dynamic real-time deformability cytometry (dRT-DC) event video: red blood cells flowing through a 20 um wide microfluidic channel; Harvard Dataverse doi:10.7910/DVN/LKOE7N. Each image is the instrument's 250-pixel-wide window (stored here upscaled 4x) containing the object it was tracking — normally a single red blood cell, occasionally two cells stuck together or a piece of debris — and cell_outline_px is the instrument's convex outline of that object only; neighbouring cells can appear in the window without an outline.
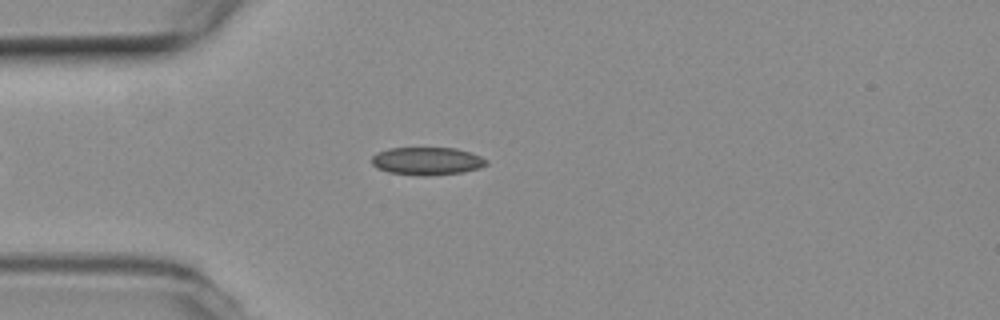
{"species": "common noctule bat (a hibernating species)", "species_latin": "Nyctalus noctula", "temperature_condition": "room temperature", "stored_images_in_passage": 39, "camera_frame_rate_fps": 3000, "um_per_image_px": 0.085, "animal": {"sex": "female", "body_mass_g": 19.3, "forearm_length_mm": 54.1}, "frame": {"image": 1, "passage_image": 3, "time_ms": 0.667, "image_size_px": [1000, 320], "cell_outline_px": [[488, 164], [480, 168], [464, 172], [424, 176], [420, 176], [388, 172], [376, 168], [372, 164], [372, 156], [376, 152], [388, 148], [456, 148], [480, 156], [488, 160]], "centroid_in_image_um": [36.28, 13.69], "position_along_channel_um": 48.7, "area_um2": 18.73}}
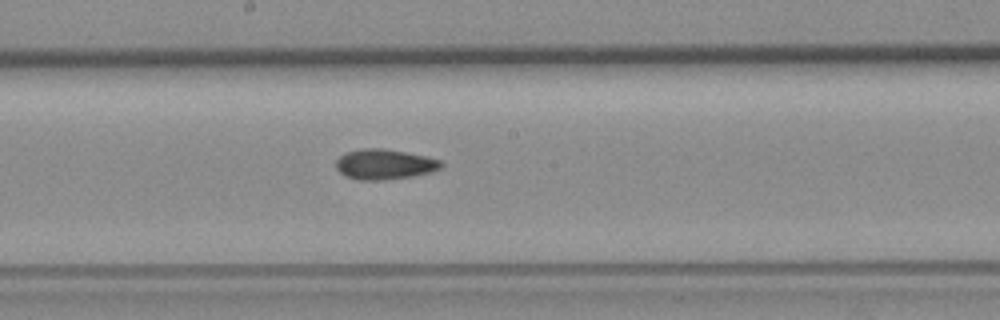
{"frame": {"image": 2, "passage_image": 17, "time_ms": 5.333, "image_size_px": [1000, 320], "cell_outline_px": [[444, 164], [440, 168], [428, 172], [412, 176], [384, 180], [356, 180], [344, 176], [336, 168], [336, 160], [340, 156], [348, 152], [360, 148], [384, 148], [424, 156], [440, 160]], "centroid_in_image_um": [32.63, 13.97], "position_along_channel_um": 215.6, "area_um2": 18.44}}
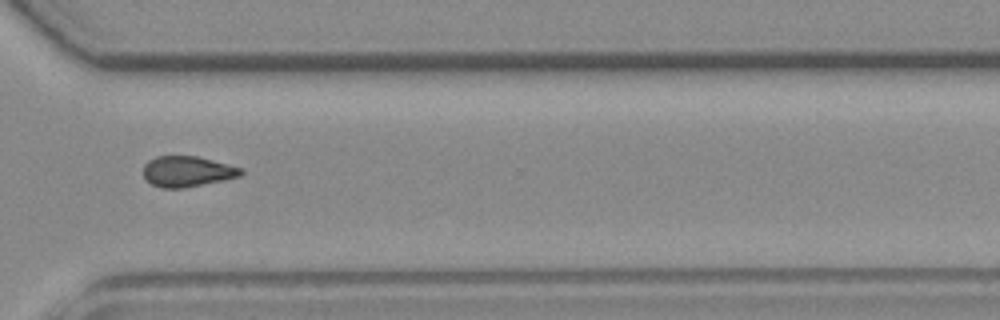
{"frame": {"image": 3, "passage_image": 28, "time_ms": 9.0, "image_size_px": [1000, 320], "cell_outline_px": [[244, 172], [240, 176], [224, 180], [184, 188], [160, 188], [152, 184], [144, 176], [144, 164], [148, 160], [156, 156], [196, 156], [244, 168]], "centroid_in_image_um": [15.93, 14.57], "position_along_channel_um": 354.7, "area_um2": 17.46}, "authors_computed_cell_mechanics": {"area_um2": 17.8602, "velocity_mm_per_s": 3.7965, "shape_relaxation_time_tau1_ms": null, "shape_relaxation_time_tau2_ms": 5.1667, "deformation_change_tau1": null, "deformation_change_tau2": 0.0863}}